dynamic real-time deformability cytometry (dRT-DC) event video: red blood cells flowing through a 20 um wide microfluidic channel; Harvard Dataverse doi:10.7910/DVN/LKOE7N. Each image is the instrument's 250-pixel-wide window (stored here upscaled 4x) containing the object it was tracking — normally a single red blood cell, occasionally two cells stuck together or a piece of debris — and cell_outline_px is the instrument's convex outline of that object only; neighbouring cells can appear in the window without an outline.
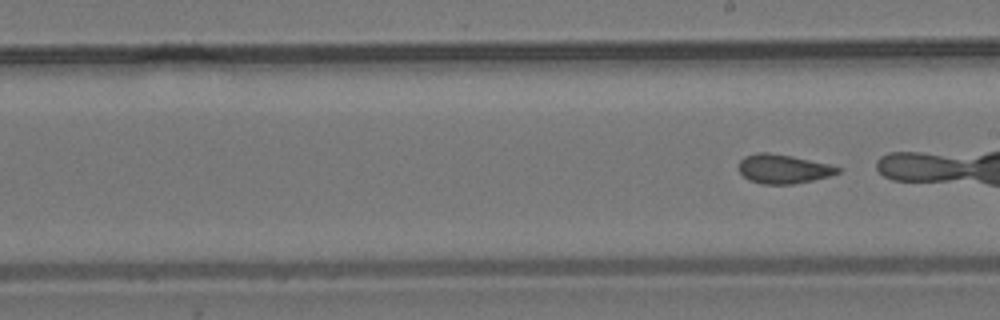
{"species": "common noctule bat (a hibernating species)", "species_latin": "Nyctalus noctula", "temperature_condition": "room temperature", "stored_images_in_passage": 8, "segment_of_instrument_passage": [2, 2], "camera_frame_rate_fps": 3000, "um_per_image_px": 0.085, "animal": {"sex": "male", "body_mass_g": 19.2, "forearm_length_mm": 51.8}, "frame": {"image": 1, "passage_image": 8, "time_ms": 9.667, "image_size_px": [1000, 320], "cell_outline_px": [[840, 172], [828, 176], [812, 180], [792, 184], [764, 184], [748, 180], [740, 172], [740, 160], [744, 156], [756, 152], [768, 152], [792, 156], [828, 164], [840, 168]], "centroid_in_image_um": [66.54, 14.35], "position_along_channel_um": 222.5, "area_um2": 16.59}}